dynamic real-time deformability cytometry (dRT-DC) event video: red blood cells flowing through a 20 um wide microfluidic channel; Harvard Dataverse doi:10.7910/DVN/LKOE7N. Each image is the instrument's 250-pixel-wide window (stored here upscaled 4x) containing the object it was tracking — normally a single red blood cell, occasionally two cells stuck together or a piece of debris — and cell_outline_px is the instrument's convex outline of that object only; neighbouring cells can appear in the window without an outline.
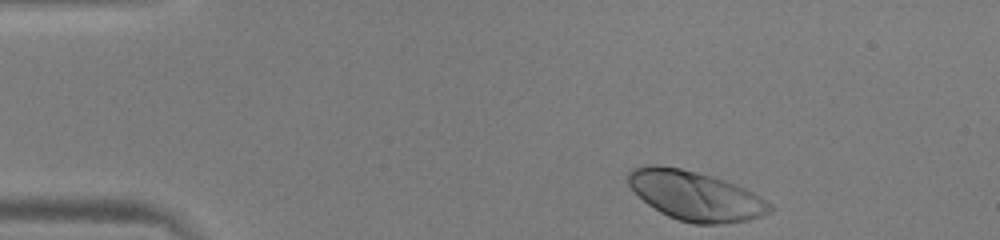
{"species": "human", "species_latin": "Homo sapiens", "temperature_condition": "warm", "stored_images_in_passage": 44, "camera_frame_rate_fps": 3000, "um_per_image_px": 0.085, "donor": {"sex": "male"}, "frame": {"image": 1, "passage_image": 1, "time_ms": 0.0, "image_size_px": [1000, 240], "cell_outline_px": [[776, 208], [772, 212], [748, 220], [720, 224], [692, 224], [668, 216], [660, 212], [648, 204], [628, 184], [628, 172], [632, 168], [648, 164], [660, 164], [680, 168], [712, 176], [724, 180], [744, 188], [752, 192], [772, 204]], "centroid_in_image_um": [59.12, 16.63], "position_along_channel_um": 25.9, "area_um2": 40.69}}
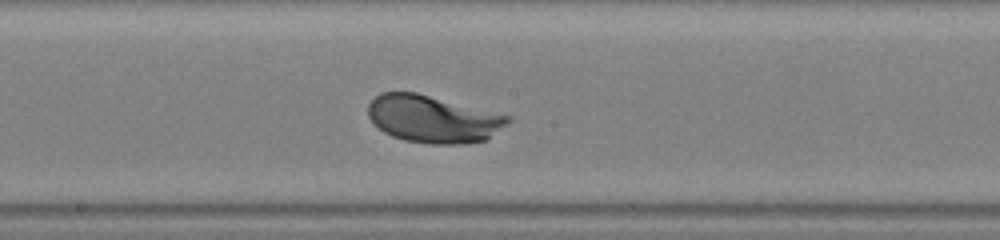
{"frame": {"image": 2, "passage_image": 21, "time_ms": 6.667, "image_size_px": [1000, 240], "cell_outline_px": [[512, 120], [488, 140], [464, 144], [428, 144], [404, 140], [392, 136], [384, 132], [372, 124], [368, 116], [368, 104], [380, 92], [416, 92], [512, 116]], "centroid_in_image_um": [36.82, 10.12], "position_along_channel_um": 211.4, "area_um2": 38.96}}
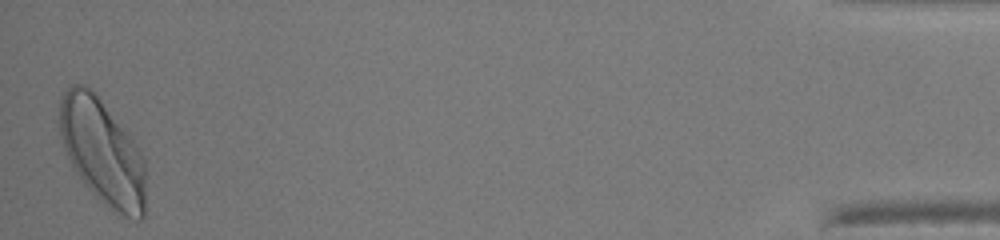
{"frame": {"image": 3, "passage_image": 44, "time_ms": 14.333, "image_size_px": [1000, 240], "cell_outline_px": [[144, 216], [140, 220], [136, 220], [112, 212], [84, 184], [76, 172], [64, 148], [60, 136], [60, 100], [64, 92], [72, 84], [84, 84], [100, 100], [140, 148], [144, 156]], "centroid_in_image_um": [8.71, 12.95], "position_along_channel_um": 426.5, "area_um2": 52.42}, "authors_computed_cell_mechanics": {"area_um2": 39.5063, "velocity_mm_per_s": 3.9584, "shape_relaxation_time_tau1_ms": 1.4473, "shape_relaxation_time_tau2_ms": null, "deformation_change_tau1": 0.1315, "deformation_change_tau2": null}}